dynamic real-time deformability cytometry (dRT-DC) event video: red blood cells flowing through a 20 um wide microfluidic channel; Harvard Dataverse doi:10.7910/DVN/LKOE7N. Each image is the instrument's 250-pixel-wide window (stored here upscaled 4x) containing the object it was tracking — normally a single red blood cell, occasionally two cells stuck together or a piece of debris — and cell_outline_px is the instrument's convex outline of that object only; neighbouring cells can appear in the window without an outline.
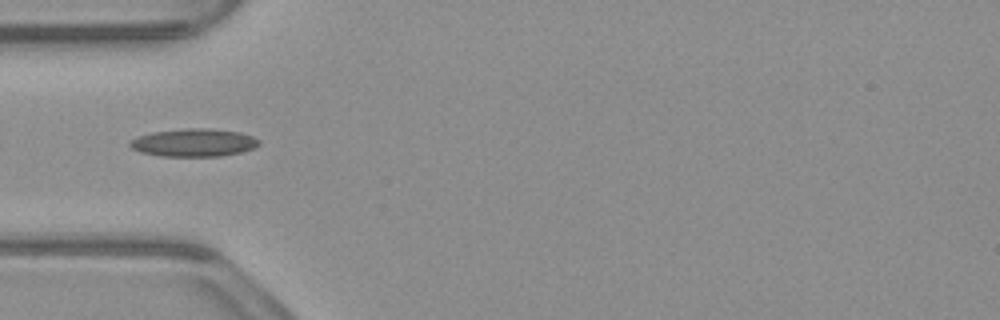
{"species": "common noctule bat (a hibernating species)", "species_latin": "Nyctalus noctula", "temperature_condition": "warm", "stored_images_in_passage": 38, "camera_frame_rate_fps": 3000, "um_per_image_px": 0.085, "animal": {"sex": "male", "body_mass_g": 23.1, "forearm_length_mm": 52.7}, "frame": {"image": 1, "passage_image": 1, "time_ms": 0.0, "image_size_px": [1000, 320], "cell_outline_px": [[260, 144], [252, 148], [240, 152], [220, 156], [160, 156], [140, 152], [132, 148], [128, 144], [136, 136], [152, 132], [184, 128], [208, 128], [240, 132], [252, 136], [260, 140]], "centroid_in_image_um": [16.45, 12.11], "position_along_channel_um": 68.5, "area_um2": 20.98}}
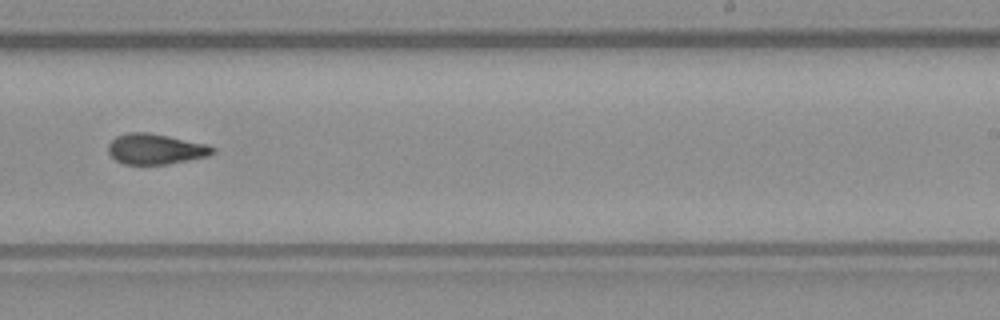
{"frame": {"image": 2, "passage_image": 17, "time_ms": 5.333, "image_size_px": [1000, 320], "cell_outline_px": [[216, 152], [208, 156], [168, 164], [124, 164], [116, 160], [108, 152], [108, 144], [116, 136], [128, 132], [148, 132], [208, 144], [216, 148]], "centroid_in_image_um": [13.24, 12.66], "position_along_channel_um": 275.8, "area_um2": 18.61}}
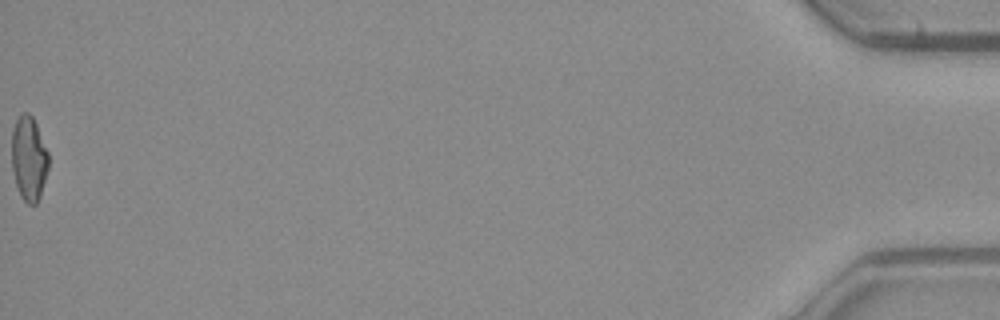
{"frame": {"image": 3, "passage_image": 38, "time_ms": 12.333, "image_size_px": [1000, 320], "cell_outline_px": [[48, 168], [40, 196], [36, 204], [28, 204], [20, 196], [16, 184], [12, 168], [12, 128], [20, 112], [28, 112], [32, 116], [36, 124], [48, 152]], "centroid_in_image_um": [2.44, 13.45], "position_along_channel_um": 432.8, "area_um2": 18.09}, "authors_computed_cell_mechanics": {"area_um2": 18.6116, "velocity_mm_per_s": 3.8593, "shape_relaxation_time_tau1_ms": 6.1772, "shape_relaxation_time_tau2_ms": 2.0516, "deformation_change_tau1": 0.1997, "deformation_change_tau2": 0.0957}}